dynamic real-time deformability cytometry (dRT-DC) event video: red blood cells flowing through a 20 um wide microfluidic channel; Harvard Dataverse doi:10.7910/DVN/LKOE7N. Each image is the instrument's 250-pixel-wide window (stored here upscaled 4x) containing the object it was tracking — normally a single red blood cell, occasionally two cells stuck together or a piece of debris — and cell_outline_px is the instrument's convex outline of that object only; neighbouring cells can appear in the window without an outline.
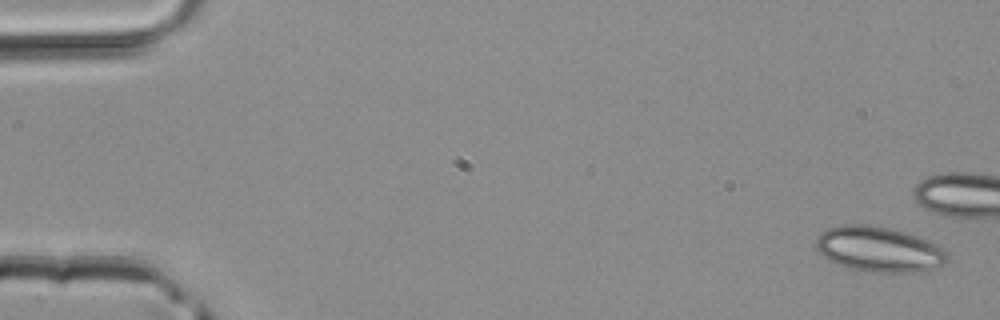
{"species": "common noctule bat (a hibernating species)", "species_latin": "Nyctalus noctula", "temperature_condition": "room temperature", "stored_images_in_passage": 4, "camera_frame_rate_fps": 3000, "um_per_image_px": 0.085, "animal": {"sex": "male", "body_mass_g": 20.4}, "frame": {"image": 1, "passage_image": 1, "time_ms": 0.0, "image_size_px": [1000, 320], "cell_outline_px": [[948, 260], [944, 264], [924, 272], [872, 272], [852, 268], [840, 264], [824, 256], [816, 248], [816, 240], [820, 232], [828, 228], [844, 224], [864, 224], [888, 228], [904, 232], [916, 236], [936, 244], [944, 248], [948, 252]], "centroid_in_image_um": [74.75, 21.19], "position_along_channel_um": 10.2, "area_um2": 34.39}}